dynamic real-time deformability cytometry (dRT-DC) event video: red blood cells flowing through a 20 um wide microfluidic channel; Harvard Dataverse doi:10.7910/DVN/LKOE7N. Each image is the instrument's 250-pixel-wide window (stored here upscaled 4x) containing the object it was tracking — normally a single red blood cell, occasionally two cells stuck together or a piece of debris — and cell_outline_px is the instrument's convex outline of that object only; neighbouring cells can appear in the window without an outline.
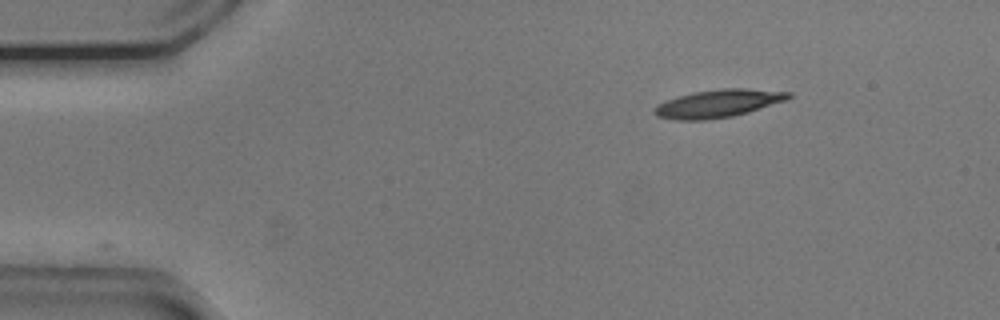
{"species": "common noctule bat (a hibernating species)", "species_latin": "Nyctalus noctula", "temperature_condition": "cold", "stored_images_in_passage": 35, "camera_frame_rate_fps": 3000, "um_per_image_px": 0.085, "animal": {"sex": "male", "body_mass_g": 20.5, "forearm_length_mm": 52.5}, "frame": {"image": 1, "passage_image": 1, "time_ms": 0.0, "image_size_px": [1000, 320], "cell_outline_px": [[792, 96], [784, 100], [748, 112], [732, 116], [704, 120], [676, 120], [656, 116], [652, 112], [652, 108], [656, 104], [676, 96], [692, 92], [720, 88], [748, 88], [792, 92]], "centroid_in_image_um": [60.97, 8.79], "position_along_channel_um": 24.0, "area_um2": 21.91}}
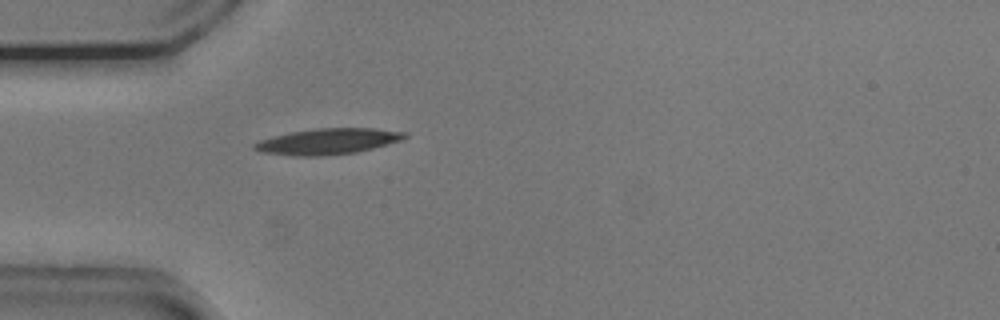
{"frame": {"image": 2, "passage_image": 9, "time_ms": 2.667, "image_size_px": [1000, 320], "cell_outline_px": [[408, 136], [400, 140], [372, 148], [356, 152], [324, 156], [292, 156], [260, 152], [252, 148], [252, 144], [260, 140], [272, 136], [288, 132], [316, 128], [372, 128], [408, 132]], "centroid_in_image_um": [27.81, 12.02], "position_along_channel_um": 57.2, "area_um2": 22.83}}